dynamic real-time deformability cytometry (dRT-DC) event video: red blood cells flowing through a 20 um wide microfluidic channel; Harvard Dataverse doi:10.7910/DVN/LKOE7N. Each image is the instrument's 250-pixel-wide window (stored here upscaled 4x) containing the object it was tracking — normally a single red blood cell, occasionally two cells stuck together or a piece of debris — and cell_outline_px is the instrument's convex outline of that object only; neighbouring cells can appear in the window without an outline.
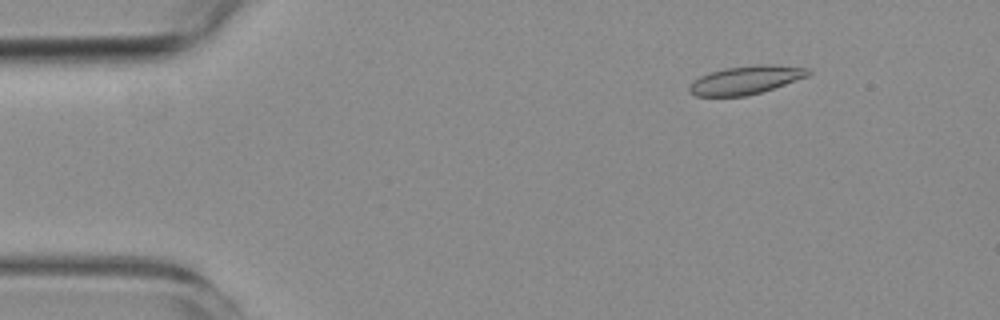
{"species": "common noctule bat (a hibernating species)", "species_latin": "Nyctalus noctula", "temperature_condition": "room temperature", "stored_images_in_passage": 7, "camera_frame_rate_fps": 3000, "um_per_image_px": 0.085, "animal": {"sex": "female", "body_mass_g": 19.3, "forearm_length_mm": 54.1}, "frame": {"image": 1, "passage_image": 2, "time_ms": 1.0, "image_size_px": [1000, 320], "cell_outline_px": [[812, 72], [808, 76], [760, 92], [744, 96], [696, 96], [688, 92], [688, 84], [692, 80], [700, 76], [724, 68], [756, 64], [772, 64], [812, 68]], "centroid_in_image_um": [63.38, 6.78], "position_along_channel_um": 21.6, "area_um2": 19.77}}
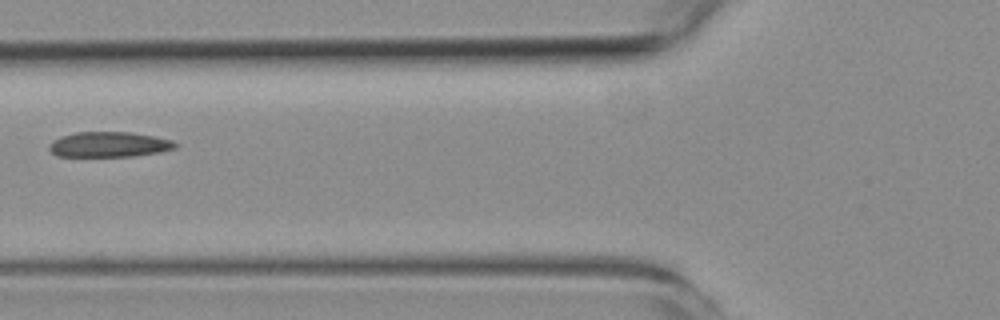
{"frame": {"image": 2, "passage_image": 6, "time_ms": 5.667, "image_size_px": [1000, 320], "cell_outline_px": [[180, 144], [176, 148], [160, 152], [132, 156], [56, 156], [48, 148], [48, 144], [52, 140], [76, 132], [132, 132], [172, 140]], "centroid_in_image_um": [9.28, 12.28], "position_along_channel_um": 116.5, "area_um2": 18.55}}
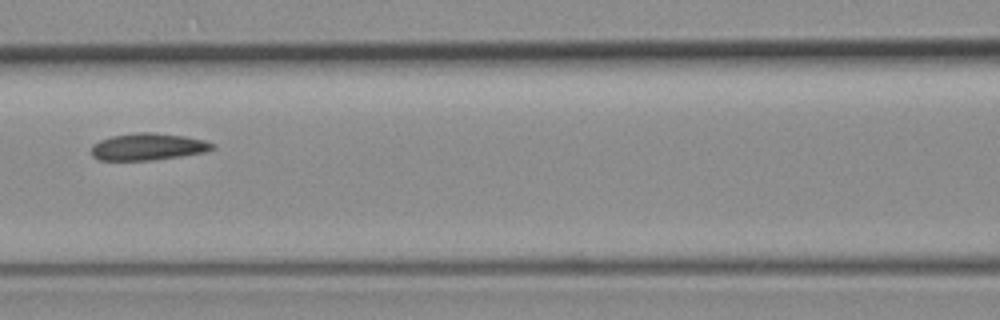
{"frame": {"image": 3, "passage_image": 7, "time_ms": 6.667, "image_size_px": [1000, 320], "cell_outline_px": [[216, 148], [204, 152], [180, 156], [152, 160], [100, 160], [92, 156], [92, 144], [100, 140], [112, 136], [136, 132], [152, 132], [184, 136], [204, 140], [216, 144]], "centroid_in_image_um": [12.59, 12.47], "position_along_channel_um": 154.0, "area_um2": 19.02}}